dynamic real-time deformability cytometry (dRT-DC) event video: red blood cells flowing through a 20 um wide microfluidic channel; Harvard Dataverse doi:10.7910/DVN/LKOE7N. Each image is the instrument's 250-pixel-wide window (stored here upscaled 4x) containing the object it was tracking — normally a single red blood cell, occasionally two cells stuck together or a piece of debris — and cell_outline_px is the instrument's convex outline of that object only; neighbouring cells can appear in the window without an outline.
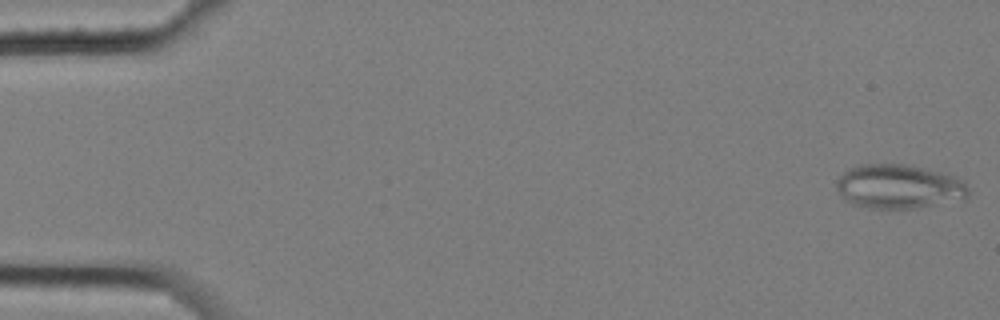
{"species": "common noctule bat (a hibernating species)", "species_latin": "Nyctalus noctula", "temperature_condition": "cold", "stored_images_in_passage": 6, "camera_frame_rate_fps": 3000, "um_per_image_px": 0.085, "animal": {"sex": "female", "body_mass_g": 25.1}, "frame": {"image": 1, "passage_image": 1, "time_ms": 0.0, "image_size_px": [1000, 320], "cell_outline_px": [[968, 196], [964, 200], [916, 208], [868, 208], [852, 204], [844, 200], [840, 196], [836, 188], [836, 180], [848, 168], [860, 164], [904, 164], [924, 168], [956, 176], [964, 180], [968, 188]], "centroid_in_image_um": [76.4, 15.86], "position_along_channel_um": 8.6, "area_um2": 34.39}}